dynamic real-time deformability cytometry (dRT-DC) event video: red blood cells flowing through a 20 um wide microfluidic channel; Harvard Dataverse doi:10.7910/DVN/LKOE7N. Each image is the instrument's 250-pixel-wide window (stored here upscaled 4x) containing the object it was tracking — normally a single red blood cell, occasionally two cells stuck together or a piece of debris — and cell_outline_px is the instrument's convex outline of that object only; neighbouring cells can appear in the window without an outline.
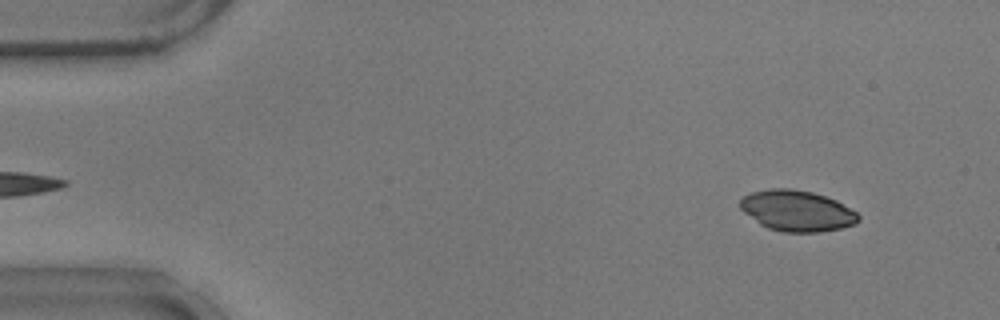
{"species": "common noctule bat (a hibernating species)", "species_latin": "Nyctalus noctula", "temperature_condition": "warm", "stored_images_in_passage": 26, "camera_frame_rate_fps": 3000, "um_per_image_px": 0.085, "animal": {"sex": "male", "body_mass_g": 17.9}, "frame": {"image": 1, "passage_image": 5, "time_ms": 1.333, "image_size_px": [1000, 320], "cell_outline_px": [[860, 220], [856, 224], [840, 228], [820, 232], [784, 232], [768, 228], [760, 224], [744, 212], [740, 208], [740, 200], [744, 196], [752, 192], [768, 188], [792, 188], [812, 192], [836, 200], [856, 212], [860, 216]], "centroid_in_image_um": [67.75, 17.91], "position_along_channel_um": 17.3, "area_um2": 28.15}}